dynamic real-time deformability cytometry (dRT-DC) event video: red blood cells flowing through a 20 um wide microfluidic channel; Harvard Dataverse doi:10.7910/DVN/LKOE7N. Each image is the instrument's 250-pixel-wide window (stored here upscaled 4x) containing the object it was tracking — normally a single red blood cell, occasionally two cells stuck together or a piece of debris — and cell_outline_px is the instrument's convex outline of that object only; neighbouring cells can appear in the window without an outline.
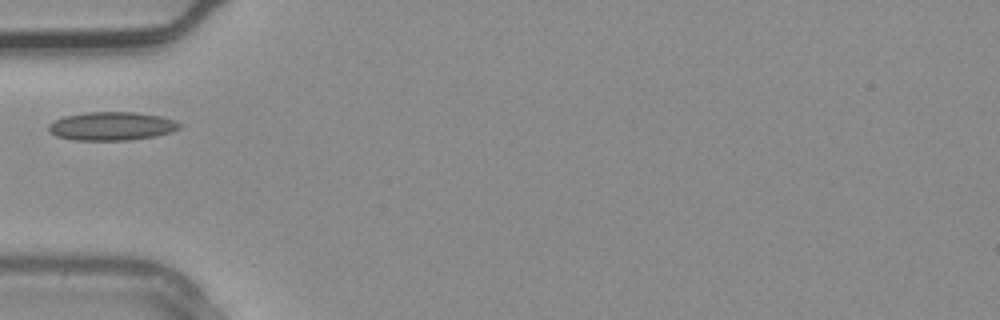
{"species": "common noctule bat (a hibernating species)", "species_latin": "Nyctalus noctula", "temperature_condition": "warm", "stored_images_in_passage": 1, "camera_frame_rate_fps": 3000, "um_per_image_px": 0.085, "animal": {"sex": "male", "body_mass_g": 20.4}, "frame": {"image": 1, "passage_image": 1, "time_ms": 0.0, "image_size_px": [1000, 320], "cell_outline_px": [[184, 124], [180, 128], [172, 132], [156, 136], [128, 140], [72, 140], [56, 136], [48, 128], [48, 124], [64, 116], [88, 112], [136, 112], [160, 116]], "centroid_in_image_um": [9.52, 10.72], "position_along_channel_um": 75.5, "area_um2": 21.73}}